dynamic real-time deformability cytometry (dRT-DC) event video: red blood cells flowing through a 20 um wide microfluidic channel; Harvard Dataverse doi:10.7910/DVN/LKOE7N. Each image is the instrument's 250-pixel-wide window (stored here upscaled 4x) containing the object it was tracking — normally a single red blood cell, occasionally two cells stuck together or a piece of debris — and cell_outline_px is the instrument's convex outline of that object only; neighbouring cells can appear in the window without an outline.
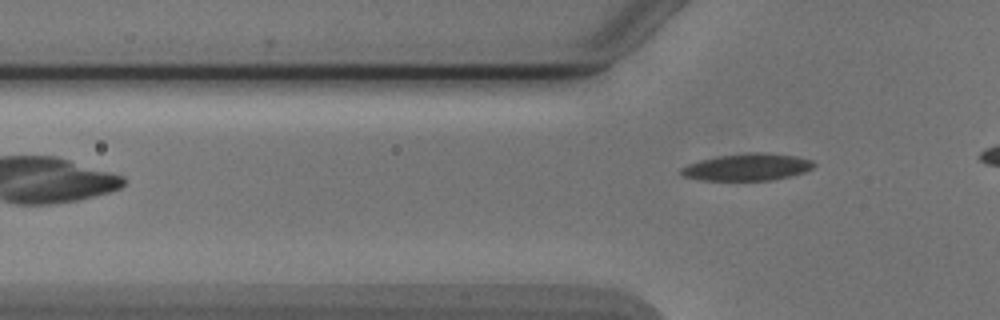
{"species": "Egyptian fruit bat (a non-hibernating species)", "species_latin": "Rousettus aegyptiacus", "temperature_condition": "cold", "stored_images_in_passage": 2, "camera_frame_rate_fps": 3000, "um_per_image_px": 0.085, "animal": {"sex": "male"}, "frame": {"image": 1, "passage_image": 2, "time_ms": 1.333, "image_size_px": [1000, 320], "cell_outline_px": [[816, 164], [812, 168], [804, 172], [772, 180], [700, 180], [684, 176], [680, 172], [680, 168], [688, 164], [700, 160], [720, 156], [752, 152], [764, 152], [796, 156], [812, 160]], "centroid_in_image_um": [63.53, 14.2], "position_along_channel_um": 62.3, "area_um2": 20.75}}